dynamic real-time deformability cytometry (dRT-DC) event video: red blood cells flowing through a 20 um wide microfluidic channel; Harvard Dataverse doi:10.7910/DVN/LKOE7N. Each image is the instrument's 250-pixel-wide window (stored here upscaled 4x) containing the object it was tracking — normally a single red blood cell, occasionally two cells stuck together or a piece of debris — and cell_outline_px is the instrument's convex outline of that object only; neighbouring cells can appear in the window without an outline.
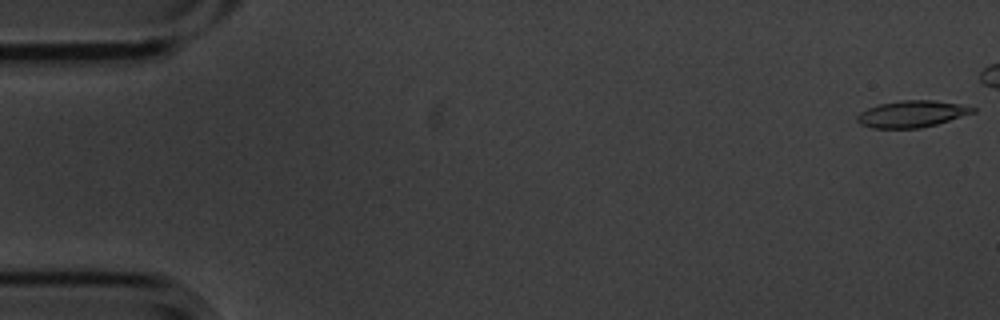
{"species": "common noctule bat (a hibernating species)", "species_latin": "Nyctalus noctula", "temperature_condition": "cold", "stored_images_in_passage": 4, "camera_frame_rate_fps": 3000, "um_per_image_px": 0.085, "animal": {"sex": "male", "body_mass_g": 20.1, "forearm_length_mm": 53.5}, "frame": {"image": 1, "passage_image": 1, "time_ms": 0.0, "image_size_px": [1000, 320], "cell_outline_px": [[976, 112], [936, 124], [920, 128], [872, 128], [860, 124], [856, 120], [856, 116], [860, 112], [868, 108], [880, 104], [904, 100], [932, 100], [960, 104], [976, 108]], "centroid_in_image_um": [77.5, 9.69], "position_along_channel_um": 7.5, "area_um2": 17.86}}